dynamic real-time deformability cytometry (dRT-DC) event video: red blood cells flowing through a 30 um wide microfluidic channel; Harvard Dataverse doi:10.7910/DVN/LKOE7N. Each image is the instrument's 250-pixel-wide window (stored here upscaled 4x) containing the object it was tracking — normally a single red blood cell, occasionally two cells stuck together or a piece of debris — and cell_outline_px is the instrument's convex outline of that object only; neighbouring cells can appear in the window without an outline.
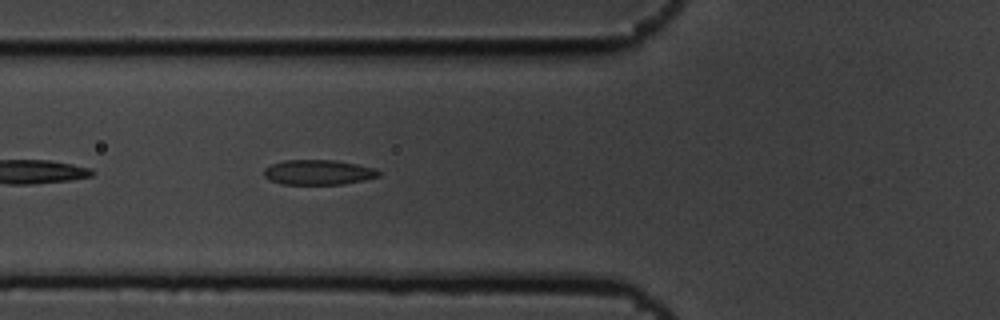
{"species": "common noctule bat (a hibernating species)", "species_latin": "Nyctalus noctula", "temperature_condition": "cold", "stored_images_in_passage": 7, "camera_frame_rate_fps": 3000, "um_per_image_px": 0.085, "animal": {"sex": "male", "body_mass_g": 19.5, "forearm_length_mm": 54.6}, "frame": {"image": 1, "passage_image": 7, "time_ms": 2.0, "image_size_px": [1000, 320], "cell_outline_px": [[380, 176], [364, 180], [344, 184], [280, 184], [268, 180], [264, 176], [264, 168], [272, 164], [284, 160], [336, 160], [376, 168], [380, 172]], "centroid_in_image_um": [27.05, 14.65], "position_along_channel_um": 98.8, "area_um2": 16.82}}